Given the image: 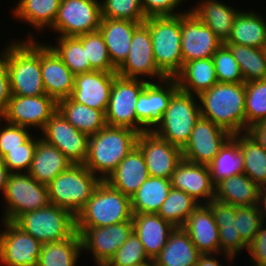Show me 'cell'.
<instances>
[{
  "mask_svg": "<svg viewBox=\"0 0 266 266\" xmlns=\"http://www.w3.org/2000/svg\"><path fill=\"white\" fill-rule=\"evenodd\" d=\"M28 32L27 40H10L6 45V62L11 94L46 95L41 76V42Z\"/></svg>",
  "mask_w": 266,
  "mask_h": 266,
  "instance_id": "6da1fadb",
  "label": "cell"
},
{
  "mask_svg": "<svg viewBox=\"0 0 266 266\" xmlns=\"http://www.w3.org/2000/svg\"><path fill=\"white\" fill-rule=\"evenodd\" d=\"M201 117L231 135L246 132L245 83L217 82L198 96Z\"/></svg>",
  "mask_w": 266,
  "mask_h": 266,
  "instance_id": "7a4b0ae2",
  "label": "cell"
},
{
  "mask_svg": "<svg viewBox=\"0 0 266 266\" xmlns=\"http://www.w3.org/2000/svg\"><path fill=\"white\" fill-rule=\"evenodd\" d=\"M138 134L127 127L106 125L89 136L88 155L84 165L101 181H105L136 146Z\"/></svg>",
  "mask_w": 266,
  "mask_h": 266,
  "instance_id": "3957f363",
  "label": "cell"
},
{
  "mask_svg": "<svg viewBox=\"0 0 266 266\" xmlns=\"http://www.w3.org/2000/svg\"><path fill=\"white\" fill-rule=\"evenodd\" d=\"M132 218L131 197L101 181L76 216V228L106 227Z\"/></svg>",
  "mask_w": 266,
  "mask_h": 266,
  "instance_id": "277c9868",
  "label": "cell"
},
{
  "mask_svg": "<svg viewBox=\"0 0 266 266\" xmlns=\"http://www.w3.org/2000/svg\"><path fill=\"white\" fill-rule=\"evenodd\" d=\"M100 182L84 164H72L47 185L50 204L66 209L76 217Z\"/></svg>",
  "mask_w": 266,
  "mask_h": 266,
  "instance_id": "5b68a950",
  "label": "cell"
},
{
  "mask_svg": "<svg viewBox=\"0 0 266 266\" xmlns=\"http://www.w3.org/2000/svg\"><path fill=\"white\" fill-rule=\"evenodd\" d=\"M144 23L150 30L154 60L158 69L167 78H174L183 67L181 14L148 17Z\"/></svg>",
  "mask_w": 266,
  "mask_h": 266,
  "instance_id": "8992f818",
  "label": "cell"
},
{
  "mask_svg": "<svg viewBox=\"0 0 266 266\" xmlns=\"http://www.w3.org/2000/svg\"><path fill=\"white\" fill-rule=\"evenodd\" d=\"M197 97L178 89L172 95L168 108L152 131L170 144L183 148L201 117Z\"/></svg>",
  "mask_w": 266,
  "mask_h": 266,
  "instance_id": "52a82bcc",
  "label": "cell"
},
{
  "mask_svg": "<svg viewBox=\"0 0 266 266\" xmlns=\"http://www.w3.org/2000/svg\"><path fill=\"white\" fill-rule=\"evenodd\" d=\"M13 222L42 244L64 241L76 232V217L52 204L23 213Z\"/></svg>",
  "mask_w": 266,
  "mask_h": 266,
  "instance_id": "ba28073f",
  "label": "cell"
},
{
  "mask_svg": "<svg viewBox=\"0 0 266 266\" xmlns=\"http://www.w3.org/2000/svg\"><path fill=\"white\" fill-rule=\"evenodd\" d=\"M5 206L2 220L14 221L19 215L42 209L50 204L48 186L28 173H10L3 195Z\"/></svg>",
  "mask_w": 266,
  "mask_h": 266,
  "instance_id": "9c48e42d",
  "label": "cell"
},
{
  "mask_svg": "<svg viewBox=\"0 0 266 266\" xmlns=\"http://www.w3.org/2000/svg\"><path fill=\"white\" fill-rule=\"evenodd\" d=\"M100 0H61L51 31L57 36L77 37L99 30Z\"/></svg>",
  "mask_w": 266,
  "mask_h": 266,
  "instance_id": "30bf717a",
  "label": "cell"
},
{
  "mask_svg": "<svg viewBox=\"0 0 266 266\" xmlns=\"http://www.w3.org/2000/svg\"><path fill=\"white\" fill-rule=\"evenodd\" d=\"M116 73L124 78L142 79L147 82H151L152 79L155 82L154 79L161 81L167 78L155 63L151 34L145 23H141L135 29L128 56L116 69Z\"/></svg>",
  "mask_w": 266,
  "mask_h": 266,
  "instance_id": "8fae6325",
  "label": "cell"
},
{
  "mask_svg": "<svg viewBox=\"0 0 266 266\" xmlns=\"http://www.w3.org/2000/svg\"><path fill=\"white\" fill-rule=\"evenodd\" d=\"M148 82L142 79L114 78L107 107L106 122L109 126L127 127L137 132L136 103Z\"/></svg>",
  "mask_w": 266,
  "mask_h": 266,
  "instance_id": "7c38bea8",
  "label": "cell"
},
{
  "mask_svg": "<svg viewBox=\"0 0 266 266\" xmlns=\"http://www.w3.org/2000/svg\"><path fill=\"white\" fill-rule=\"evenodd\" d=\"M81 236L82 251L92 253L97 266L106 265L133 232L132 221L106 227L76 228Z\"/></svg>",
  "mask_w": 266,
  "mask_h": 266,
  "instance_id": "4fadbf2b",
  "label": "cell"
},
{
  "mask_svg": "<svg viewBox=\"0 0 266 266\" xmlns=\"http://www.w3.org/2000/svg\"><path fill=\"white\" fill-rule=\"evenodd\" d=\"M0 264L2 266H38L42 243L13 221L2 220Z\"/></svg>",
  "mask_w": 266,
  "mask_h": 266,
  "instance_id": "5bb4252c",
  "label": "cell"
},
{
  "mask_svg": "<svg viewBox=\"0 0 266 266\" xmlns=\"http://www.w3.org/2000/svg\"><path fill=\"white\" fill-rule=\"evenodd\" d=\"M174 78L148 82L136 103L137 132L152 131L168 108L172 95L178 90Z\"/></svg>",
  "mask_w": 266,
  "mask_h": 266,
  "instance_id": "9a60e30c",
  "label": "cell"
},
{
  "mask_svg": "<svg viewBox=\"0 0 266 266\" xmlns=\"http://www.w3.org/2000/svg\"><path fill=\"white\" fill-rule=\"evenodd\" d=\"M56 111L57 101L51 96L12 95L1 119L2 124L7 122L29 129L32 127L39 128L42 131L47 121Z\"/></svg>",
  "mask_w": 266,
  "mask_h": 266,
  "instance_id": "2e32d148",
  "label": "cell"
},
{
  "mask_svg": "<svg viewBox=\"0 0 266 266\" xmlns=\"http://www.w3.org/2000/svg\"><path fill=\"white\" fill-rule=\"evenodd\" d=\"M136 146L143 153L151 177L171 179L177 165L183 160L182 148L170 144L153 131L139 133Z\"/></svg>",
  "mask_w": 266,
  "mask_h": 266,
  "instance_id": "e0dca14e",
  "label": "cell"
},
{
  "mask_svg": "<svg viewBox=\"0 0 266 266\" xmlns=\"http://www.w3.org/2000/svg\"><path fill=\"white\" fill-rule=\"evenodd\" d=\"M41 138L59 149L73 164H84L89 136L77 130L57 110L43 128Z\"/></svg>",
  "mask_w": 266,
  "mask_h": 266,
  "instance_id": "ac0fdd59",
  "label": "cell"
},
{
  "mask_svg": "<svg viewBox=\"0 0 266 266\" xmlns=\"http://www.w3.org/2000/svg\"><path fill=\"white\" fill-rule=\"evenodd\" d=\"M232 135L211 120L200 117L189 141L182 148L183 159L191 163L208 165Z\"/></svg>",
  "mask_w": 266,
  "mask_h": 266,
  "instance_id": "d6986e66",
  "label": "cell"
},
{
  "mask_svg": "<svg viewBox=\"0 0 266 266\" xmlns=\"http://www.w3.org/2000/svg\"><path fill=\"white\" fill-rule=\"evenodd\" d=\"M223 43L190 10L181 14V52L183 64L202 58H212Z\"/></svg>",
  "mask_w": 266,
  "mask_h": 266,
  "instance_id": "ffe728a7",
  "label": "cell"
},
{
  "mask_svg": "<svg viewBox=\"0 0 266 266\" xmlns=\"http://www.w3.org/2000/svg\"><path fill=\"white\" fill-rule=\"evenodd\" d=\"M116 72L91 71L75 75L71 98L91 108L107 111Z\"/></svg>",
  "mask_w": 266,
  "mask_h": 266,
  "instance_id": "44dd1931",
  "label": "cell"
},
{
  "mask_svg": "<svg viewBox=\"0 0 266 266\" xmlns=\"http://www.w3.org/2000/svg\"><path fill=\"white\" fill-rule=\"evenodd\" d=\"M171 186L190 195L199 204H207L215 196L208 165L182 160L171 177Z\"/></svg>",
  "mask_w": 266,
  "mask_h": 266,
  "instance_id": "7402d4cb",
  "label": "cell"
},
{
  "mask_svg": "<svg viewBox=\"0 0 266 266\" xmlns=\"http://www.w3.org/2000/svg\"><path fill=\"white\" fill-rule=\"evenodd\" d=\"M41 76L46 95L56 101L71 96L75 75L45 42H41Z\"/></svg>",
  "mask_w": 266,
  "mask_h": 266,
  "instance_id": "603a6c76",
  "label": "cell"
},
{
  "mask_svg": "<svg viewBox=\"0 0 266 266\" xmlns=\"http://www.w3.org/2000/svg\"><path fill=\"white\" fill-rule=\"evenodd\" d=\"M207 205L210 207L215 222L219 228L220 255L232 262L240 251L248 249V244L241 238L236 215V206L211 199Z\"/></svg>",
  "mask_w": 266,
  "mask_h": 266,
  "instance_id": "cb8c5ba5",
  "label": "cell"
},
{
  "mask_svg": "<svg viewBox=\"0 0 266 266\" xmlns=\"http://www.w3.org/2000/svg\"><path fill=\"white\" fill-rule=\"evenodd\" d=\"M182 228L201 254L220 253L219 228L207 204H200Z\"/></svg>",
  "mask_w": 266,
  "mask_h": 266,
  "instance_id": "d4e9b609",
  "label": "cell"
},
{
  "mask_svg": "<svg viewBox=\"0 0 266 266\" xmlns=\"http://www.w3.org/2000/svg\"><path fill=\"white\" fill-rule=\"evenodd\" d=\"M133 232L143 244L148 257L153 261L165 247L175 227L158 214H133Z\"/></svg>",
  "mask_w": 266,
  "mask_h": 266,
  "instance_id": "484cf974",
  "label": "cell"
},
{
  "mask_svg": "<svg viewBox=\"0 0 266 266\" xmlns=\"http://www.w3.org/2000/svg\"><path fill=\"white\" fill-rule=\"evenodd\" d=\"M148 177L143 153L135 146L105 181L112 188L131 197Z\"/></svg>",
  "mask_w": 266,
  "mask_h": 266,
  "instance_id": "4316f807",
  "label": "cell"
},
{
  "mask_svg": "<svg viewBox=\"0 0 266 266\" xmlns=\"http://www.w3.org/2000/svg\"><path fill=\"white\" fill-rule=\"evenodd\" d=\"M140 24L130 20L101 19L99 31L104 38L112 65L116 69L128 56L133 33Z\"/></svg>",
  "mask_w": 266,
  "mask_h": 266,
  "instance_id": "83f0119b",
  "label": "cell"
},
{
  "mask_svg": "<svg viewBox=\"0 0 266 266\" xmlns=\"http://www.w3.org/2000/svg\"><path fill=\"white\" fill-rule=\"evenodd\" d=\"M190 8L189 10L207 25L223 44L230 38L235 17L241 11L222 3L221 0H200L196 6Z\"/></svg>",
  "mask_w": 266,
  "mask_h": 266,
  "instance_id": "f1b7e54d",
  "label": "cell"
},
{
  "mask_svg": "<svg viewBox=\"0 0 266 266\" xmlns=\"http://www.w3.org/2000/svg\"><path fill=\"white\" fill-rule=\"evenodd\" d=\"M72 164L54 145L38 137L33 160L27 173L39 183L48 185Z\"/></svg>",
  "mask_w": 266,
  "mask_h": 266,
  "instance_id": "f546056e",
  "label": "cell"
},
{
  "mask_svg": "<svg viewBox=\"0 0 266 266\" xmlns=\"http://www.w3.org/2000/svg\"><path fill=\"white\" fill-rule=\"evenodd\" d=\"M200 254L189 234L182 227H175L152 262L154 266H196Z\"/></svg>",
  "mask_w": 266,
  "mask_h": 266,
  "instance_id": "4dcf8cb0",
  "label": "cell"
},
{
  "mask_svg": "<svg viewBox=\"0 0 266 266\" xmlns=\"http://www.w3.org/2000/svg\"><path fill=\"white\" fill-rule=\"evenodd\" d=\"M174 79L180 90L196 96L218 82L212 58H202L184 63Z\"/></svg>",
  "mask_w": 266,
  "mask_h": 266,
  "instance_id": "1f68e13d",
  "label": "cell"
},
{
  "mask_svg": "<svg viewBox=\"0 0 266 266\" xmlns=\"http://www.w3.org/2000/svg\"><path fill=\"white\" fill-rule=\"evenodd\" d=\"M244 11L241 10L235 17L230 38L225 44H240L254 48H265V18L250 9Z\"/></svg>",
  "mask_w": 266,
  "mask_h": 266,
  "instance_id": "d6a6232c",
  "label": "cell"
},
{
  "mask_svg": "<svg viewBox=\"0 0 266 266\" xmlns=\"http://www.w3.org/2000/svg\"><path fill=\"white\" fill-rule=\"evenodd\" d=\"M57 110L77 130L88 136L94 135L106 125V112L75 102L71 97L57 101Z\"/></svg>",
  "mask_w": 266,
  "mask_h": 266,
  "instance_id": "836d02e7",
  "label": "cell"
},
{
  "mask_svg": "<svg viewBox=\"0 0 266 266\" xmlns=\"http://www.w3.org/2000/svg\"><path fill=\"white\" fill-rule=\"evenodd\" d=\"M60 3L61 0H18L11 13L19 21L32 26L33 30L42 32L53 26Z\"/></svg>",
  "mask_w": 266,
  "mask_h": 266,
  "instance_id": "e575fe53",
  "label": "cell"
},
{
  "mask_svg": "<svg viewBox=\"0 0 266 266\" xmlns=\"http://www.w3.org/2000/svg\"><path fill=\"white\" fill-rule=\"evenodd\" d=\"M259 186L247 175L239 174L220 181L214 198L236 207L257 205Z\"/></svg>",
  "mask_w": 266,
  "mask_h": 266,
  "instance_id": "d590c367",
  "label": "cell"
},
{
  "mask_svg": "<svg viewBox=\"0 0 266 266\" xmlns=\"http://www.w3.org/2000/svg\"><path fill=\"white\" fill-rule=\"evenodd\" d=\"M171 188V179L149 176L131 196L133 214H157Z\"/></svg>",
  "mask_w": 266,
  "mask_h": 266,
  "instance_id": "8d00e7d4",
  "label": "cell"
},
{
  "mask_svg": "<svg viewBox=\"0 0 266 266\" xmlns=\"http://www.w3.org/2000/svg\"><path fill=\"white\" fill-rule=\"evenodd\" d=\"M212 183L216 186L220 181L231 176L243 174L244 158L239 142L231 136L221 147L219 153L208 164Z\"/></svg>",
  "mask_w": 266,
  "mask_h": 266,
  "instance_id": "74e56055",
  "label": "cell"
},
{
  "mask_svg": "<svg viewBox=\"0 0 266 266\" xmlns=\"http://www.w3.org/2000/svg\"><path fill=\"white\" fill-rule=\"evenodd\" d=\"M81 253V236L75 232L64 241L42 244L38 266H76Z\"/></svg>",
  "mask_w": 266,
  "mask_h": 266,
  "instance_id": "f35d334b",
  "label": "cell"
},
{
  "mask_svg": "<svg viewBox=\"0 0 266 266\" xmlns=\"http://www.w3.org/2000/svg\"><path fill=\"white\" fill-rule=\"evenodd\" d=\"M232 136L239 142L243 153V173L259 187L266 185V151L248 132Z\"/></svg>",
  "mask_w": 266,
  "mask_h": 266,
  "instance_id": "ab89813d",
  "label": "cell"
},
{
  "mask_svg": "<svg viewBox=\"0 0 266 266\" xmlns=\"http://www.w3.org/2000/svg\"><path fill=\"white\" fill-rule=\"evenodd\" d=\"M240 67L244 83L266 79V50L240 44H225Z\"/></svg>",
  "mask_w": 266,
  "mask_h": 266,
  "instance_id": "60d3db41",
  "label": "cell"
},
{
  "mask_svg": "<svg viewBox=\"0 0 266 266\" xmlns=\"http://www.w3.org/2000/svg\"><path fill=\"white\" fill-rule=\"evenodd\" d=\"M199 205L184 191L171 188L157 214L174 227H183L188 217Z\"/></svg>",
  "mask_w": 266,
  "mask_h": 266,
  "instance_id": "b9f144b4",
  "label": "cell"
},
{
  "mask_svg": "<svg viewBox=\"0 0 266 266\" xmlns=\"http://www.w3.org/2000/svg\"><path fill=\"white\" fill-rule=\"evenodd\" d=\"M49 45L64 64L74 75L94 71L89 60H87L86 51L82 42L77 37L57 36L56 42Z\"/></svg>",
  "mask_w": 266,
  "mask_h": 266,
  "instance_id": "7bdbcfd3",
  "label": "cell"
},
{
  "mask_svg": "<svg viewBox=\"0 0 266 266\" xmlns=\"http://www.w3.org/2000/svg\"><path fill=\"white\" fill-rule=\"evenodd\" d=\"M246 132L254 124L266 119V79L245 83Z\"/></svg>",
  "mask_w": 266,
  "mask_h": 266,
  "instance_id": "ee69618b",
  "label": "cell"
},
{
  "mask_svg": "<svg viewBox=\"0 0 266 266\" xmlns=\"http://www.w3.org/2000/svg\"><path fill=\"white\" fill-rule=\"evenodd\" d=\"M86 51L87 60L94 71L116 72L108 54V49L100 31L77 36Z\"/></svg>",
  "mask_w": 266,
  "mask_h": 266,
  "instance_id": "f6af8a7d",
  "label": "cell"
},
{
  "mask_svg": "<svg viewBox=\"0 0 266 266\" xmlns=\"http://www.w3.org/2000/svg\"><path fill=\"white\" fill-rule=\"evenodd\" d=\"M102 18L144 23L142 0H100Z\"/></svg>",
  "mask_w": 266,
  "mask_h": 266,
  "instance_id": "bcb514c9",
  "label": "cell"
},
{
  "mask_svg": "<svg viewBox=\"0 0 266 266\" xmlns=\"http://www.w3.org/2000/svg\"><path fill=\"white\" fill-rule=\"evenodd\" d=\"M151 262L143 244L132 232L105 266H145Z\"/></svg>",
  "mask_w": 266,
  "mask_h": 266,
  "instance_id": "7dc6e473",
  "label": "cell"
},
{
  "mask_svg": "<svg viewBox=\"0 0 266 266\" xmlns=\"http://www.w3.org/2000/svg\"><path fill=\"white\" fill-rule=\"evenodd\" d=\"M212 60L218 82H244L239 64L234 59L231 50L225 44H222L221 47L213 54Z\"/></svg>",
  "mask_w": 266,
  "mask_h": 266,
  "instance_id": "c3c4849f",
  "label": "cell"
},
{
  "mask_svg": "<svg viewBox=\"0 0 266 266\" xmlns=\"http://www.w3.org/2000/svg\"><path fill=\"white\" fill-rule=\"evenodd\" d=\"M35 136V137H34ZM38 135H32L21 148L8 150L4 155L5 166L10 173H27L30 169L34 152L37 146Z\"/></svg>",
  "mask_w": 266,
  "mask_h": 266,
  "instance_id": "681fc988",
  "label": "cell"
},
{
  "mask_svg": "<svg viewBox=\"0 0 266 266\" xmlns=\"http://www.w3.org/2000/svg\"><path fill=\"white\" fill-rule=\"evenodd\" d=\"M238 231L241 238L249 244L256 236L263 223L257 205L236 207Z\"/></svg>",
  "mask_w": 266,
  "mask_h": 266,
  "instance_id": "f907efd6",
  "label": "cell"
},
{
  "mask_svg": "<svg viewBox=\"0 0 266 266\" xmlns=\"http://www.w3.org/2000/svg\"><path fill=\"white\" fill-rule=\"evenodd\" d=\"M1 121L2 119L0 118V123ZM4 123L6 124H0V151L3 156L8 153V150L21 148V145L33 135L31 133L32 130H29V128L7 122Z\"/></svg>",
  "mask_w": 266,
  "mask_h": 266,
  "instance_id": "816d5d0a",
  "label": "cell"
},
{
  "mask_svg": "<svg viewBox=\"0 0 266 266\" xmlns=\"http://www.w3.org/2000/svg\"><path fill=\"white\" fill-rule=\"evenodd\" d=\"M185 0H142V9L146 16H174L185 12L178 11ZM176 10V11H175ZM175 11V12H174Z\"/></svg>",
  "mask_w": 266,
  "mask_h": 266,
  "instance_id": "f5cc1de1",
  "label": "cell"
},
{
  "mask_svg": "<svg viewBox=\"0 0 266 266\" xmlns=\"http://www.w3.org/2000/svg\"><path fill=\"white\" fill-rule=\"evenodd\" d=\"M250 266H260L266 260V223L263 222L255 238L248 244Z\"/></svg>",
  "mask_w": 266,
  "mask_h": 266,
  "instance_id": "db71d44e",
  "label": "cell"
},
{
  "mask_svg": "<svg viewBox=\"0 0 266 266\" xmlns=\"http://www.w3.org/2000/svg\"><path fill=\"white\" fill-rule=\"evenodd\" d=\"M4 48L0 54V118L5 113L10 97L12 96L6 62V47Z\"/></svg>",
  "mask_w": 266,
  "mask_h": 266,
  "instance_id": "11a10c76",
  "label": "cell"
},
{
  "mask_svg": "<svg viewBox=\"0 0 266 266\" xmlns=\"http://www.w3.org/2000/svg\"><path fill=\"white\" fill-rule=\"evenodd\" d=\"M247 132L266 151V119L251 126Z\"/></svg>",
  "mask_w": 266,
  "mask_h": 266,
  "instance_id": "9f6ffc18",
  "label": "cell"
},
{
  "mask_svg": "<svg viewBox=\"0 0 266 266\" xmlns=\"http://www.w3.org/2000/svg\"><path fill=\"white\" fill-rule=\"evenodd\" d=\"M220 253H205L200 254L196 266H224L221 263L222 259H219ZM218 255V258H216ZM220 262H219V261Z\"/></svg>",
  "mask_w": 266,
  "mask_h": 266,
  "instance_id": "6f0895ef",
  "label": "cell"
},
{
  "mask_svg": "<svg viewBox=\"0 0 266 266\" xmlns=\"http://www.w3.org/2000/svg\"><path fill=\"white\" fill-rule=\"evenodd\" d=\"M257 208L262 216L263 222H266V185L259 187Z\"/></svg>",
  "mask_w": 266,
  "mask_h": 266,
  "instance_id": "680465c9",
  "label": "cell"
},
{
  "mask_svg": "<svg viewBox=\"0 0 266 266\" xmlns=\"http://www.w3.org/2000/svg\"><path fill=\"white\" fill-rule=\"evenodd\" d=\"M10 172L8 171L7 167H0V193L4 192L5 186L7 184V178Z\"/></svg>",
  "mask_w": 266,
  "mask_h": 266,
  "instance_id": "91938a15",
  "label": "cell"
},
{
  "mask_svg": "<svg viewBox=\"0 0 266 266\" xmlns=\"http://www.w3.org/2000/svg\"><path fill=\"white\" fill-rule=\"evenodd\" d=\"M0 167H6L5 161H4V156L2 155L1 151H0Z\"/></svg>",
  "mask_w": 266,
  "mask_h": 266,
  "instance_id": "94428289",
  "label": "cell"
},
{
  "mask_svg": "<svg viewBox=\"0 0 266 266\" xmlns=\"http://www.w3.org/2000/svg\"><path fill=\"white\" fill-rule=\"evenodd\" d=\"M103 266H105V265H103ZM145 266H154V264H153V262H151V263H149V264H147Z\"/></svg>",
  "mask_w": 266,
  "mask_h": 266,
  "instance_id": "6125c7cd",
  "label": "cell"
},
{
  "mask_svg": "<svg viewBox=\"0 0 266 266\" xmlns=\"http://www.w3.org/2000/svg\"><path fill=\"white\" fill-rule=\"evenodd\" d=\"M260 266H266V260Z\"/></svg>",
  "mask_w": 266,
  "mask_h": 266,
  "instance_id": "be15d7a7",
  "label": "cell"
}]
</instances>
